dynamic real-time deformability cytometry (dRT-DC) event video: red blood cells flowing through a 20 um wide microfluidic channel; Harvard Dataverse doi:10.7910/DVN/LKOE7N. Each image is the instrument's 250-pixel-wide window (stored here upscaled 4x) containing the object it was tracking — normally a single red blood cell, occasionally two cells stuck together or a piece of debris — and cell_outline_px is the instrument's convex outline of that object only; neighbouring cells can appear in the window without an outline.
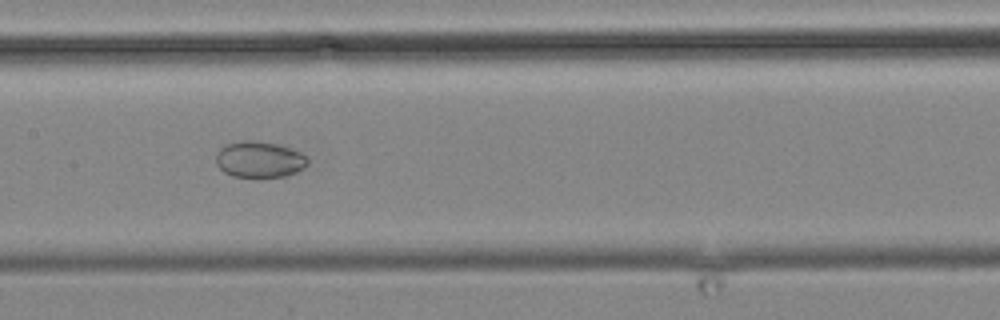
{"species": "common noctule bat (a hibernating species)", "species_latin": "Nyctalus noctula", "temperature_condition": "cold", "stored_images_in_passage": 13, "camera_frame_rate_fps": 3000, "um_per_image_px": 0.085, "animal": {"sex": "male", "body_mass_g": 19.2, "forearm_length_mm": 51.8}, "frame": {"image": 1, "passage_image": 13, "time_ms": 13.667, "image_size_px": [1000, 320], "cell_outline_px": [[308, 164], [304, 168], [296, 172], [284, 176], [260, 180], [256, 180], [232, 176], [224, 172], [216, 164], [216, 152], [224, 144], [244, 140], [252, 140], [276, 144], [300, 152], [308, 156]], "centroid_in_image_um": [22.03, 13.6], "position_along_channel_um": 185.4, "area_um2": 20.06}}